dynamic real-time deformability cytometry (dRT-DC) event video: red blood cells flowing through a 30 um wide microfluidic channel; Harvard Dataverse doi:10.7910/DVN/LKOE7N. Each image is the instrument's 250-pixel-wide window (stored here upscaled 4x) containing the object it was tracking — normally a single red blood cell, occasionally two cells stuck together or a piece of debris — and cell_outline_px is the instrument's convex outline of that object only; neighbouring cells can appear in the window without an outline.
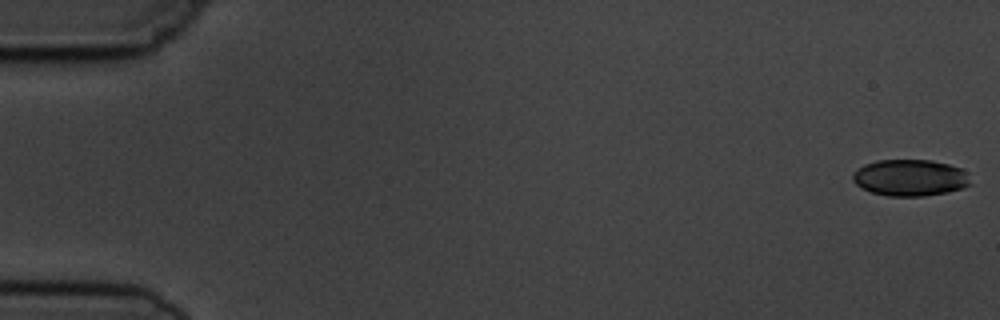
{"species": "common noctule bat (a hibernating species)", "species_latin": "Nyctalus noctula", "temperature_condition": "cold", "stored_images_in_passage": 5, "camera_frame_rate_fps": 3000, "um_per_image_px": 0.085, "animal": {"sex": "male", "body_mass_g": 19.5, "forearm_length_mm": 54.6}, "frame": {"image": 1, "passage_image": 1, "time_ms": 0.0, "image_size_px": [1000, 320], "cell_outline_px": [[972, 184], [964, 188], [948, 192], [924, 196], [888, 196], [872, 192], [860, 188], [852, 180], [852, 176], [856, 168], [864, 164], [876, 160], [932, 160], [948, 164], [960, 168], [968, 172]], "centroid_in_image_um": [77.37, 15.1], "position_along_channel_um": 7.6, "area_um2": 25.43}}
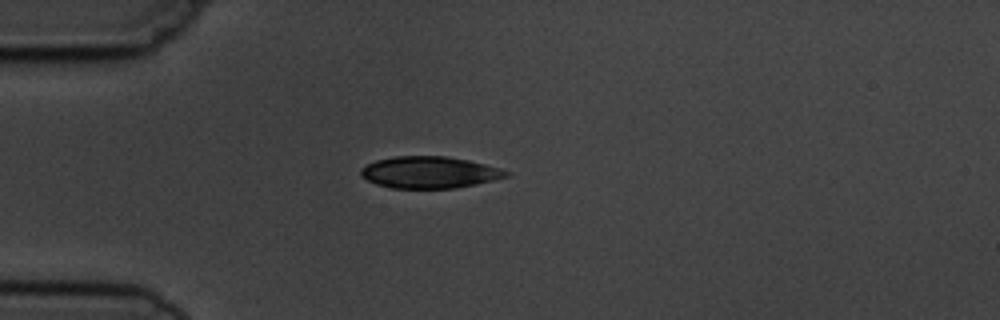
{"frame": {"image": 2, "passage_image": 5, "time_ms": 4.667, "image_size_px": [1000, 320], "cell_outline_px": [[508, 176], [476, 184], [456, 188], [392, 188], [376, 184], [360, 176], [360, 168], [376, 160], [396, 156], [444, 156], [468, 160], [500, 168], [508, 172]], "centroid_in_image_um": [36.46, 14.65], "position_along_channel_um": 48.5, "area_um2": 26.7}}